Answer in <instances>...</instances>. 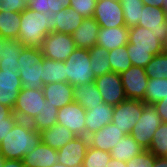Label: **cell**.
Wrapping results in <instances>:
<instances>
[{"instance_id":"obj_1","label":"cell","mask_w":167,"mask_h":167,"mask_svg":"<svg viewBox=\"0 0 167 167\" xmlns=\"http://www.w3.org/2000/svg\"><path fill=\"white\" fill-rule=\"evenodd\" d=\"M3 137L0 154L5 159L22 160L42 142L40 132L34 129L30 122L20 120Z\"/></svg>"},{"instance_id":"obj_31","label":"cell","mask_w":167,"mask_h":167,"mask_svg":"<svg viewBox=\"0 0 167 167\" xmlns=\"http://www.w3.org/2000/svg\"><path fill=\"white\" fill-rule=\"evenodd\" d=\"M57 113L58 108L46 101L41 112L33 118L30 124L39 132L51 128L57 123Z\"/></svg>"},{"instance_id":"obj_37","label":"cell","mask_w":167,"mask_h":167,"mask_svg":"<svg viewBox=\"0 0 167 167\" xmlns=\"http://www.w3.org/2000/svg\"><path fill=\"white\" fill-rule=\"evenodd\" d=\"M111 160L110 152H105L91 146L88 147L84 160L83 167H107V162Z\"/></svg>"},{"instance_id":"obj_17","label":"cell","mask_w":167,"mask_h":167,"mask_svg":"<svg viewBox=\"0 0 167 167\" xmlns=\"http://www.w3.org/2000/svg\"><path fill=\"white\" fill-rule=\"evenodd\" d=\"M114 106L105 102L92 109L86 110V137L102 129L112 122Z\"/></svg>"},{"instance_id":"obj_46","label":"cell","mask_w":167,"mask_h":167,"mask_svg":"<svg viewBox=\"0 0 167 167\" xmlns=\"http://www.w3.org/2000/svg\"><path fill=\"white\" fill-rule=\"evenodd\" d=\"M162 122L167 123V96L154 104Z\"/></svg>"},{"instance_id":"obj_49","label":"cell","mask_w":167,"mask_h":167,"mask_svg":"<svg viewBox=\"0 0 167 167\" xmlns=\"http://www.w3.org/2000/svg\"><path fill=\"white\" fill-rule=\"evenodd\" d=\"M144 5L165 8V0H142Z\"/></svg>"},{"instance_id":"obj_55","label":"cell","mask_w":167,"mask_h":167,"mask_svg":"<svg viewBox=\"0 0 167 167\" xmlns=\"http://www.w3.org/2000/svg\"><path fill=\"white\" fill-rule=\"evenodd\" d=\"M165 9H166V12H167V0H165Z\"/></svg>"},{"instance_id":"obj_53","label":"cell","mask_w":167,"mask_h":167,"mask_svg":"<svg viewBox=\"0 0 167 167\" xmlns=\"http://www.w3.org/2000/svg\"><path fill=\"white\" fill-rule=\"evenodd\" d=\"M50 167H68V166L63 165L61 163H56V164H54V165H52ZM72 167H83V166L82 165H78V166H72Z\"/></svg>"},{"instance_id":"obj_33","label":"cell","mask_w":167,"mask_h":167,"mask_svg":"<svg viewBox=\"0 0 167 167\" xmlns=\"http://www.w3.org/2000/svg\"><path fill=\"white\" fill-rule=\"evenodd\" d=\"M108 59L111 65V72H115L117 74L127 71L132 66L127 51V45L110 50Z\"/></svg>"},{"instance_id":"obj_22","label":"cell","mask_w":167,"mask_h":167,"mask_svg":"<svg viewBox=\"0 0 167 167\" xmlns=\"http://www.w3.org/2000/svg\"><path fill=\"white\" fill-rule=\"evenodd\" d=\"M22 161L25 167H50L58 163V153L41 142L33 151L26 154Z\"/></svg>"},{"instance_id":"obj_34","label":"cell","mask_w":167,"mask_h":167,"mask_svg":"<svg viewBox=\"0 0 167 167\" xmlns=\"http://www.w3.org/2000/svg\"><path fill=\"white\" fill-rule=\"evenodd\" d=\"M123 8L124 20L127 28L137 26L143 10L142 0H119Z\"/></svg>"},{"instance_id":"obj_54","label":"cell","mask_w":167,"mask_h":167,"mask_svg":"<svg viewBox=\"0 0 167 167\" xmlns=\"http://www.w3.org/2000/svg\"><path fill=\"white\" fill-rule=\"evenodd\" d=\"M5 158L0 154V167H3Z\"/></svg>"},{"instance_id":"obj_50","label":"cell","mask_w":167,"mask_h":167,"mask_svg":"<svg viewBox=\"0 0 167 167\" xmlns=\"http://www.w3.org/2000/svg\"><path fill=\"white\" fill-rule=\"evenodd\" d=\"M152 167H167V157H155Z\"/></svg>"},{"instance_id":"obj_14","label":"cell","mask_w":167,"mask_h":167,"mask_svg":"<svg viewBox=\"0 0 167 167\" xmlns=\"http://www.w3.org/2000/svg\"><path fill=\"white\" fill-rule=\"evenodd\" d=\"M88 147V137L76 136L65 146L57 150L58 163L68 167L82 165Z\"/></svg>"},{"instance_id":"obj_32","label":"cell","mask_w":167,"mask_h":167,"mask_svg":"<svg viewBox=\"0 0 167 167\" xmlns=\"http://www.w3.org/2000/svg\"><path fill=\"white\" fill-rule=\"evenodd\" d=\"M165 96H167V79L149 78L144 102L149 105H154L161 101Z\"/></svg>"},{"instance_id":"obj_43","label":"cell","mask_w":167,"mask_h":167,"mask_svg":"<svg viewBox=\"0 0 167 167\" xmlns=\"http://www.w3.org/2000/svg\"><path fill=\"white\" fill-rule=\"evenodd\" d=\"M28 8L43 14L48 13L50 11L49 0H29Z\"/></svg>"},{"instance_id":"obj_30","label":"cell","mask_w":167,"mask_h":167,"mask_svg":"<svg viewBox=\"0 0 167 167\" xmlns=\"http://www.w3.org/2000/svg\"><path fill=\"white\" fill-rule=\"evenodd\" d=\"M108 55L109 51L98 45L89 49L90 66L95 78L111 72Z\"/></svg>"},{"instance_id":"obj_13","label":"cell","mask_w":167,"mask_h":167,"mask_svg":"<svg viewBox=\"0 0 167 167\" xmlns=\"http://www.w3.org/2000/svg\"><path fill=\"white\" fill-rule=\"evenodd\" d=\"M21 89L18 67L0 69V104L13 109Z\"/></svg>"},{"instance_id":"obj_40","label":"cell","mask_w":167,"mask_h":167,"mask_svg":"<svg viewBox=\"0 0 167 167\" xmlns=\"http://www.w3.org/2000/svg\"><path fill=\"white\" fill-rule=\"evenodd\" d=\"M132 66H139L145 68L146 65L152 60L153 56L151 51L131 50L127 49Z\"/></svg>"},{"instance_id":"obj_18","label":"cell","mask_w":167,"mask_h":167,"mask_svg":"<svg viewBox=\"0 0 167 167\" xmlns=\"http://www.w3.org/2000/svg\"><path fill=\"white\" fill-rule=\"evenodd\" d=\"M83 20L84 17L72 7L61 9L58 13L52 12V33L72 34Z\"/></svg>"},{"instance_id":"obj_48","label":"cell","mask_w":167,"mask_h":167,"mask_svg":"<svg viewBox=\"0 0 167 167\" xmlns=\"http://www.w3.org/2000/svg\"><path fill=\"white\" fill-rule=\"evenodd\" d=\"M3 167H25L22 160L5 159Z\"/></svg>"},{"instance_id":"obj_41","label":"cell","mask_w":167,"mask_h":167,"mask_svg":"<svg viewBox=\"0 0 167 167\" xmlns=\"http://www.w3.org/2000/svg\"><path fill=\"white\" fill-rule=\"evenodd\" d=\"M155 157L149 150H145L133 160L127 161V167H152Z\"/></svg>"},{"instance_id":"obj_12","label":"cell","mask_w":167,"mask_h":167,"mask_svg":"<svg viewBox=\"0 0 167 167\" xmlns=\"http://www.w3.org/2000/svg\"><path fill=\"white\" fill-rule=\"evenodd\" d=\"M86 109L77 102H72L58 109L57 123L70 129L76 136L86 137Z\"/></svg>"},{"instance_id":"obj_16","label":"cell","mask_w":167,"mask_h":167,"mask_svg":"<svg viewBox=\"0 0 167 167\" xmlns=\"http://www.w3.org/2000/svg\"><path fill=\"white\" fill-rule=\"evenodd\" d=\"M42 90L48 104L58 109L74 101V87L68 82L50 83L44 85Z\"/></svg>"},{"instance_id":"obj_20","label":"cell","mask_w":167,"mask_h":167,"mask_svg":"<svg viewBox=\"0 0 167 167\" xmlns=\"http://www.w3.org/2000/svg\"><path fill=\"white\" fill-rule=\"evenodd\" d=\"M129 28L126 26L104 28L100 27L98 33V46L108 51L125 46L128 43Z\"/></svg>"},{"instance_id":"obj_47","label":"cell","mask_w":167,"mask_h":167,"mask_svg":"<svg viewBox=\"0 0 167 167\" xmlns=\"http://www.w3.org/2000/svg\"><path fill=\"white\" fill-rule=\"evenodd\" d=\"M16 123L17 122H0V142L3 140V136L9 133Z\"/></svg>"},{"instance_id":"obj_4","label":"cell","mask_w":167,"mask_h":167,"mask_svg":"<svg viewBox=\"0 0 167 167\" xmlns=\"http://www.w3.org/2000/svg\"><path fill=\"white\" fill-rule=\"evenodd\" d=\"M167 33H156L141 26L129 28L127 49L151 51L152 55L162 53V43Z\"/></svg>"},{"instance_id":"obj_25","label":"cell","mask_w":167,"mask_h":167,"mask_svg":"<svg viewBox=\"0 0 167 167\" xmlns=\"http://www.w3.org/2000/svg\"><path fill=\"white\" fill-rule=\"evenodd\" d=\"M146 149L142 147L138 142L131 136V134L125 135L117 142L116 147H113L110 151L111 158L120 161H130L138 154H141Z\"/></svg>"},{"instance_id":"obj_6","label":"cell","mask_w":167,"mask_h":167,"mask_svg":"<svg viewBox=\"0 0 167 167\" xmlns=\"http://www.w3.org/2000/svg\"><path fill=\"white\" fill-rule=\"evenodd\" d=\"M161 123L162 121L154 105L145 104L142 115L133 126L130 134L138 144L147 150L155 131Z\"/></svg>"},{"instance_id":"obj_36","label":"cell","mask_w":167,"mask_h":167,"mask_svg":"<svg viewBox=\"0 0 167 167\" xmlns=\"http://www.w3.org/2000/svg\"><path fill=\"white\" fill-rule=\"evenodd\" d=\"M145 72L148 78L167 79V54L160 53L153 56L152 60L146 65Z\"/></svg>"},{"instance_id":"obj_3","label":"cell","mask_w":167,"mask_h":167,"mask_svg":"<svg viewBox=\"0 0 167 167\" xmlns=\"http://www.w3.org/2000/svg\"><path fill=\"white\" fill-rule=\"evenodd\" d=\"M89 49L75 48L65 61L67 82L73 87L94 82L95 76L90 66Z\"/></svg>"},{"instance_id":"obj_19","label":"cell","mask_w":167,"mask_h":167,"mask_svg":"<svg viewBox=\"0 0 167 167\" xmlns=\"http://www.w3.org/2000/svg\"><path fill=\"white\" fill-rule=\"evenodd\" d=\"M99 24L92 18H84L80 26L71 34L76 48H93L97 44Z\"/></svg>"},{"instance_id":"obj_35","label":"cell","mask_w":167,"mask_h":167,"mask_svg":"<svg viewBox=\"0 0 167 167\" xmlns=\"http://www.w3.org/2000/svg\"><path fill=\"white\" fill-rule=\"evenodd\" d=\"M147 150L156 157H167V123L159 125Z\"/></svg>"},{"instance_id":"obj_27","label":"cell","mask_w":167,"mask_h":167,"mask_svg":"<svg viewBox=\"0 0 167 167\" xmlns=\"http://www.w3.org/2000/svg\"><path fill=\"white\" fill-rule=\"evenodd\" d=\"M20 12H0V38L17 40L20 33Z\"/></svg>"},{"instance_id":"obj_2","label":"cell","mask_w":167,"mask_h":167,"mask_svg":"<svg viewBox=\"0 0 167 167\" xmlns=\"http://www.w3.org/2000/svg\"><path fill=\"white\" fill-rule=\"evenodd\" d=\"M52 12L40 13L26 8L21 13L18 39L24 47L41 48L45 37L52 33Z\"/></svg>"},{"instance_id":"obj_9","label":"cell","mask_w":167,"mask_h":167,"mask_svg":"<svg viewBox=\"0 0 167 167\" xmlns=\"http://www.w3.org/2000/svg\"><path fill=\"white\" fill-rule=\"evenodd\" d=\"M94 83L102 96L103 102L107 104L116 106L127 99L120 74L115 72L103 74L96 77Z\"/></svg>"},{"instance_id":"obj_5","label":"cell","mask_w":167,"mask_h":167,"mask_svg":"<svg viewBox=\"0 0 167 167\" xmlns=\"http://www.w3.org/2000/svg\"><path fill=\"white\" fill-rule=\"evenodd\" d=\"M46 99L42 89H25L19 91L13 113L20 121L31 122L41 112Z\"/></svg>"},{"instance_id":"obj_21","label":"cell","mask_w":167,"mask_h":167,"mask_svg":"<svg viewBox=\"0 0 167 167\" xmlns=\"http://www.w3.org/2000/svg\"><path fill=\"white\" fill-rule=\"evenodd\" d=\"M138 26L152 29L156 33H167L166 9L144 5Z\"/></svg>"},{"instance_id":"obj_39","label":"cell","mask_w":167,"mask_h":167,"mask_svg":"<svg viewBox=\"0 0 167 167\" xmlns=\"http://www.w3.org/2000/svg\"><path fill=\"white\" fill-rule=\"evenodd\" d=\"M74 10L84 18H92L95 12L97 0H70Z\"/></svg>"},{"instance_id":"obj_51","label":"cell","mask_w":167,"mask_h":167,"mask_svg":"<svg viewBox=\"0 0 167 167\" xmlns=\"http://www.w3.org/2000/svg\"><path fill=\"white\" fill-rule=\"evenodd\" d=\"M107 167H127V162L111 158V160L107 162Z\"/></svg>"},{"instance_id":"obj_52","label":"cell","mask_w":167,"mask_h":167,"mask_svg":"<svg viewBox=\"0 0 167 167\" xmlns=\"http://www.w3.org/2000/svg\"><path fill=\"white\" fill-rule=\"evenodd\" d=\"M162 53L167 54V36L162 43Z\"/></svg>"},{"instance_id":"obj_8","label":"cell","mask_w":167,"mask_h":167,"mask_svg":"<svg viewBox=\"0 0 167 167\" xmlns=\"http://www.w3.org/2000/svg\"><path fill=\"white\" fill-rule=\"evenodd\" d=\"M75 48L71 34L53 32L45 37L41 50L43 57L65 62Z\"/></svg>"},{"instance_id":"obj_45","label":"cell","mask_w":167,"mask_h":167,"mask_svg":"<svg viewBox=\"0 0 167 167\" xmlns=\"http://www.w3.org/2000/svg\"><path fill=\"white\" fill-rule=\"evenodd\" d=\"M70 0H49V9L53 13H58L61 9L69 8Z\"/></svg>"},{"instance_id":"obj_42","label":"cell","mask_w":167,"mask_h":167,"mask_svg":"<svg viewBox=\"0 0 167 167\" xmlns=\"http://www.w3.org/2000/svg\"><path fill=\"white\" fill-rule=\"evenodd\" d=\"M29 0H0V12H20L28 8Z\"/></svg>"},{"instance_id":"obj_38","label":"cell","mask_w":167,"mask_h":167,"mask_svg":"<svg viewBox=\"0 0 167 167\" xmlns=\"http://www.w3.org/2000/svg\"><path fill=\"white\" fill-rule=\"evenodd\" d=\"M42 58L41 48L23 47L17 61L19 62V68H21V66H32L40 62Z\"/></svg>"},{"instance_id":"obj_24","label":"cell","mask_w":167,"mask_h":167,"mask_svg":"<svg viewBox=\"0 0 167 167\" xmlns=\"http://www.w3.org/2000/svg\"><path fill=\"white\" fill-rule=\"evenodd\" d=\"M74 102L89 110L103 103V99L95 83L87 82L74 86Z\"/></svg>"},{"instance_id":"obj_23","label":"cell","mask_w":167,"mask_h":167,"mask_svg":"<svg viewBox=\"0 0 167 167\" xmlns=\"http://www.w3.org/2000/svg\"><path fill=\"white\" fill-rule=\"evenodd\" d=\"M40 135L42 143L55 150H59L76 137L70 129L58 123L51 128L40 131Z\"/></svg>"},{"instance_id":"obj_26","label":"cell","mask_w":167,"mask_h":167,"mask_svg":"<svg viewBox=\"0 0 167 167\" xmlns=\"http://www.w3.org/2000/svg\"><path fill=\"white\" fill-rule=\"evenodd\" d=\"M23 47L19 40L2 39L0 41V69L19 68L17 60Z\"/></svg>"},{"instance_id":"obj_11","label":"cell","mask_w":167,"mask_h":167,"mask_svg":"<svg viewBox=\"0 0 167 167\" xmlns=\"http://www.w3.org/2000/svg\"><path fill=\"white\" fill-rule=\"evenodd\" d=\"M125 96L127 99L141 100L144 102L148 77L145 68L131 66L127 71L120 74Z\"/></svg>"},{"instance_id":"obj_44","label":"cell","mask_w":167,"mask_h":167,"mask_svg":"<svg viewBox=\"0 0 167 167\" xmlns=\"http://www.w3.org/2000/svg\"><path fill=\"white\" fill-rule=\"evenodd\" d=\"M19 119L13 113V109L0 104V122H18Z\"/></svg>"},{"instance_id":"obj_29","label":"cell","mask_w":167,"mask_h":167,"mask_svg":"<svg viewBox=\"0 0 167 167\" xmlns=\"http://www.w3.org/2000/svg\"><path fill=\"white\" fill-rule=\"evenodd\" d=\"M43 73L41 76L44 85L56 82H67L65 62L54 61L43 57Z\"/></svg>"},{"instance_id":"obj_15","label":"cell","mask_w":167,"mask_h":167,"mask_svg":"<svg viewBox=\"0 0 167 167\" xmlns=\"http://www.w3.org/2000/svg\"><path fill=\"white\" fill-rule=\"evenodd\" d=\"M126 134L118 129L115 124L110 123L102 129L88 136L89 146L110 152L113 147H116L117 142Z\"/></svg>"},{"instance_id":"obj_10","label":"cell","mask_w":167,"mask_h":167,"mask_svg":"<svg viewBox=\"0 0 167 167\" xmlns=\"http://www.w3.org/2000/svg\"><path fill=\"white\" fill-rule=\"evenodd\" d=\"M93 18L104 28L126 26L119 0H97Z\"/></svg>"},{"instance_id":"obj_7","label":"cell","mask_w":167,"mask_h":167,"mask_svg":"<svg viewBox=\"0 0 167 167\" xmlns=\"http://www.w3.org/2000/svg\"><path fill=\"white\" fill-rule=\"evenodd\" d=\"M145 102L135 99H126L114 106L112 122L126 135L132 132L133 126L142 115Z\"/></svg>"},{"instance_id":"obj_28","label":"cell","mask_w":167,"mask_h":167,"mask_svg":"<svg viewBox=\"0 0 167 167\" xmlns=\"http://www.w3.org/2000/svg\"><path fill=\"white\" fill-rule=\"evenodd\" d=\"M43 58L40 62L32 66H21L19 68V75L22 83V88L25 89H42L44 84L42 83L43 73Z\"/></svg>"}]
</instances>
